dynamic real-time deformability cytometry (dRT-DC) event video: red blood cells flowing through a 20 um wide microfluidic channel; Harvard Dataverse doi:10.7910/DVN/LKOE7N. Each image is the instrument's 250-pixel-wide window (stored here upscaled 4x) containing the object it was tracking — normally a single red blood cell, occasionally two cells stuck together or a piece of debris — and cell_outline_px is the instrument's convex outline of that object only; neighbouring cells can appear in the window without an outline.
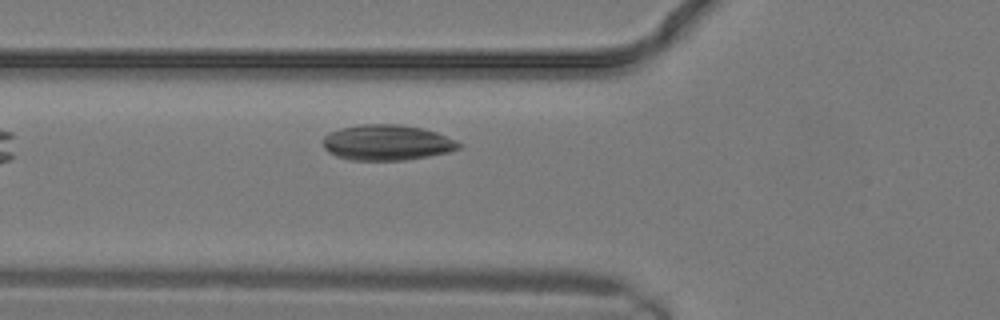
{"species": "common noctule bat (a hibernating species)", "species_latin": "Nyctalus noctula", "temperature_condition": "warm", "stored_images_in_passage": 7, "camera_frame_rate_fps": 3000, "um_per_image_px": 0.085, "animal": {"sex": "male", "body_mass_g": 19.2, "forearm_length_mm": 51.8}, "frame": {"image": 1, "passage_image": 2, "time_ms": 0.333, "image_size_px": [1000, 320], "cell_outline_px": [[464, 144], [460, 148], [448, 152], [428, 156], [404, 160], [348, 160], [336, 156], [328, 152], [324, 148], [324, 136], [328, 132], [340, 128], [360, 124], [400, 124], [420, 128], [436, 132]], "centroid_in_image_um": [32.87, 12.12], "position_along_channel_um": 92.9, "area_um2": 28.21}}
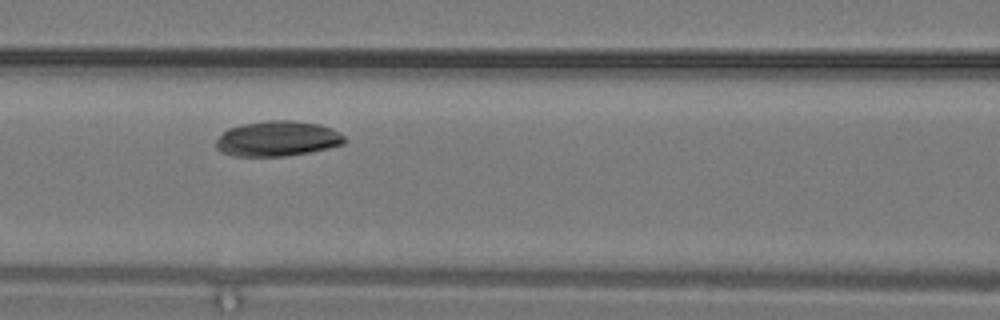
{"frame": {"image": 2, "passage_image": 4, "time_ms": 1.0, "image_size_px": [1000, 320], "cell_outline_px": [[348, 140], [344, 144], [328, 148], [288, 156], [232, 156], [220, 152], [216, 148], [216, 140], [228, 128], [240, 124], [268, 120], [292, 120], [320, 124], [332, 128], [340, 132]], "centroid_in_image_um": [23.6, 11.78], "position_along_channel_um": 143.0, "area_um2": 26.7}}
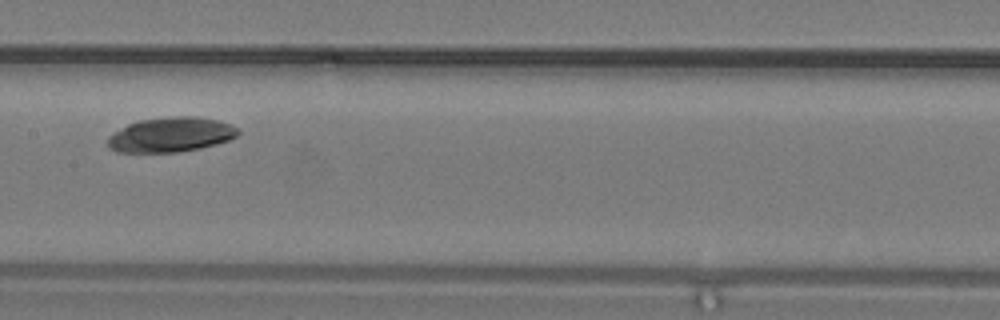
{"frame": {"image": 3, "passage_image": 6, "time_ms": 1.667, "image_size_px": [1000, 320], "cell_outline_px": [[240, 132], [236, 136], [228, 140], [216, 144], [200, 148], [176, 152], [116, 152], [108, 148], [108, 136], [128, 124], [136, 120], [168, 116], [196, 116], [216, 120], [232, 124], [240, 128]], "centroid_in_image_um": [14.52, 11.44], "position_along_channel_um": 192.9, "area_um2": 26.59}}